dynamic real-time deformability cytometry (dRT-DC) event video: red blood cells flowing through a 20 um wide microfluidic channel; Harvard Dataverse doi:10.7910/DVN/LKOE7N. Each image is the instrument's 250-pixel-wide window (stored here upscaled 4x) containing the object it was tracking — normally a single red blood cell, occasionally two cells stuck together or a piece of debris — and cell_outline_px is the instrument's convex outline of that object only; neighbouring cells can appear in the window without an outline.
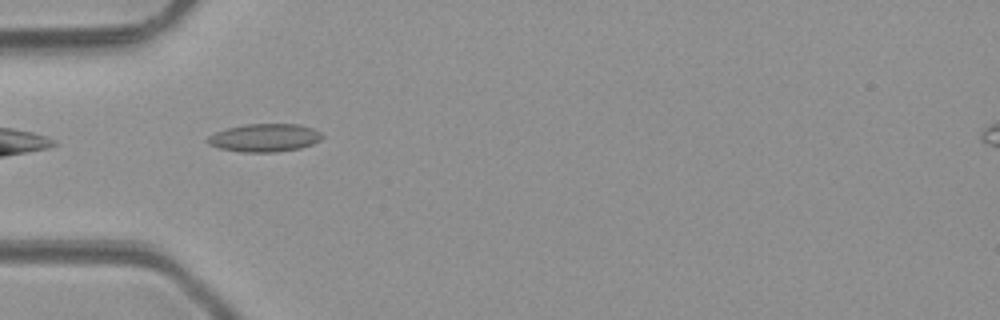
{"species": "common noctule bat (a hibernating species)", "species_latin": "Nyctalus noctula", "temperature_condition": "room temperature", "stored_images_in_passage": 3, "camera_frame_rate_fps": 3000, "um_per_image_px": 0.085, "animal": {"sex": "male", "body_mass_g": 23.1, "forearm_length_mm": 52.7}, "frame": {"image": 1, "passage_image": 2, "time_ms": 1.333, "image_size_px": [1000, 320], "cell_outline_px": [[324, 136], [320, 140], [312, 144], [300, 148], [276, 152], [244, 152], [220, 148], [208, 144], [204, 140], [208, 136], [216, 132], [228, 128], [244, 124], [300, 124], [312, 128], [320, 132]], "centroid_in_image_um": [22.49, 11.7], "position_along_channel_um": 62.5, "area_um2": 18.73}}
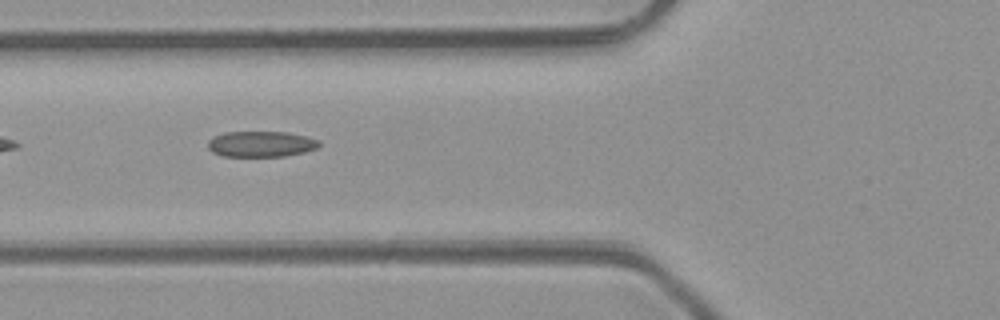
{"frame": {"image": 2, "passage_image": 3, "time_ms": 2.333, "image_size_px": [1000, 320], "cell_outline_px": [[320, 144], [316, 148], [304, 152], [284, 156], [224, 156], [212, 152], [208, 148], [208, 140], [212, 136], [224, 132], [288, 132], [320, 140]], "centroid_in_image_um": [22.15, 12.23], "position_along_channel_um": 103.6, "area_um2": 16.7}}